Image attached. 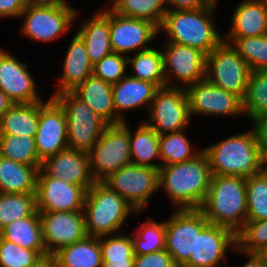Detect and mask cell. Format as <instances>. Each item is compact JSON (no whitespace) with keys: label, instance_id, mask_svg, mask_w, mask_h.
<instances>
[{"label":"cell","instance_id":"cell-45","mask_svg":"<svg viewBox=\"0 0 267 267\" xmlns=\"http://www.w3.org/2000/svg\"><path fill=\"white\" fill-rule=\"evenodd\" d=\"M133 267H177L172 256L164 249L145 255H135Z\"/></svg>","mask_w":267,"mask_h":267},{"label":"cell","instance_id":"cell-9","mask_svg":"<svg viewBox=\"0 0 267 267\" xmlns=\"http://www.w3.org/2000/svg\"><path fill=\"white\" fill-rule=\"evenodd\" d=\"M143 121L159 136L187 129L191 123L189 100L184 88L159 87Z\"/></svg>","mask_w":267,"mask_h":267},{"label":"cell","instance_id":"cell-16","mask_svg":"<svg viewBox=\"0 0 267 267\" xmlns=\"http://www.w3.org/2000/svg\"><path fill=\"white\" fill-rule=\"evenodd\" d=\"M29 64L0 48V90L14 103L45 101Z\"/></svg>","mask_w":267,"mask_h":267},{"label":"cell","instance_id":"cell-33","mask_svg":"<svg viewBox=\"0 0 267 267\" xmlns=\"http://www.w3.org/2000/svg\"><path fill=\"white\" fill-rule=\"evenodd\" d=\"M109 7L118 15L147 20L158 28L168 11L166 0H112Z\"/></svg>","mask_w":267,"mask_h":267},{"label":"cell","instance_id":"cell-28","mask_svg":"<svg viewBox=\"0 0 267 267\" xmlns=\"http://www.w3.org/2000/svg\"><path fill=\"white\" fill-rule=\"evenodd\" d=\"M41 166L21 164L0 155V193H36Z\"/></svg>","mask_w":267,"mask_h":267},{"label":"cell","instance_id":"cell-5","mask_svg":"<svg viewBox=\"0 0 267 267\" xmlns=\"http://www.w3.org/2000/svg\"><path fill=\"white\" fill-rule=\"evenodd\" d=\"M205 218L237 234L246 223V179L213 175L206 199L200 208Z\"/></svg>","mask_w":267,"mask_h":267},{"label":"cell","instance_id":"cell-50","mask_svg":"<svg viewBox=\"0 0 267 267\" xmlns=\"http://www.w3.org/2000/svg\"><path fill=\"white\" fill-rule=\"evenodd\" d=\"M102 267H133L134 259L102 260Z\"/></svg>","mask_w":267,"mask_h":267},{"label":"cell","instance_id":"cell-12","mask_svg":"<svg viewBox=\"0 0 267 267\" xmlns=\"http://www.w3.org/2000/svg\"><path fill=\"white\" fill-rule=\"evenodd\" d=\"M165 220V250L177 267H183L195 252L196 234L210 223L200 209H174Z\"/></svg>","mask_w":267,"mask_h":267},{"label":"cell","instance_id":"cell-54","mask_svg":"<svg viewBox=\"0 0 267 267\" xmlns=\"http://www.w3.org/2000/svg\"><path fill=\"white\" fill-rule=\"evenodd\" d=\"M111 1H112V0H107V1H106L107 4L105 3V5H102V7H106V6L108 7V6H110Z\"/></svg>","mask_w":267,"mask_h":267},{"label":"cell","instance_id":"cell-10","mask_svg":"<svg viewBox=\"0 0 267 267\" xmlns=\"http://www.w3.org/2000/svg\"><path fill=\"white\" fill-rule=\"evenodd\" d=\"M251 69L238 51L224 40L206 55V79L244 99Z\"/></svg>","mask_w":267,"mask_h":267},{"label":"cell","instance_id":"cell-43","mask_svg":"<svg viewBox=\"0 0 267 267\" xmlns=\"http://www.w3.org/2000/svg\"><path fill=\"white\" fill-rule=\"evenodd\" d=\"M127 56L112 52L93 65L92 75L113 85L128 75Z\"/></svg>","mask_w":267,"mask_h":267},{"label":"cell","instance_id":"cell-3","mask_svg":"<svg viewBox=\"0 0 267 267\" xmlns=\"http://www.w3.org/2000/svg\"><path fill=\"white\" fill-rule=\"evenodd\" d=\"M218 4L197 10H168L159 35L164 34L166 42L194 47L208 55L224 40V33L214 24Z\"/></svg>","mask_w":267,"mask_h":267},{"label":"cell","instance_id":"cell-24","mask_svg":"<svg viewBox=\"0 0 267 267\" xmlns=\"http://www.w3.org/2000/svg\"><path fill=\"white\" fill-rule=\"evenodd\" d=\"M230 29L224 38L256 37L267 34V0H242L235 5Z\"/></svg>","mask_w":267,"mask_h":267},{"label":"cell","instance_id":"cell-25","mask_svg":"<svg viewBox=\"0 0 267 267\" xmlns=\"http://www.w3.org/2000/svg\"><path fill=\"white\" fill-rule=\"evenodd\" d=\"M90 18L82 21L76 33L85 43L90 62L94 65L111 54L110 7H101Z\"/></svg>","mask_w":267,"mask_h":267},{"label":"cell","instance_id":"cell-42","mask_svg":"<svg viewBox=\"0 0 267 267\" xmlns=\"http://www.w3.org/2000/svg\"><path fill=\"white\" fill-rule=\"evenodd\" d=\"M237 248L246 253H259L267 246V219L246 221L236 234Z\"/></svg>","mask_w":267,"mask_h":267},{"label":"cell","instance_id":"cell-13","mask_svg":"<svg viewBox=\"0 0 267 267\" xmlns=\"http://www.w3.org/2000/svg\"><path fill=\"white\" fill-rule=\"evenodd\" d=\"M162 46L165 86L186 89L206 78V54L200 49L166 41Z\"/></svg>","mask_w":267,"mask_h":267},{"label":"cell","instance_id":"cell-39","mask_svg":"<svg viewBox=\"0 0 267 267\" xmlns=\"http://www.w3.org/2000/svg\"><path fill=\"white\" fill-rule=\"evenodd\" d=\"M246 221L267 219V166L256 175L246 179Z\"/></svg>","mask_w":267,"mask_h":267},{"label":"cell","instance_id":"cell-47","mask_svg":"<svg viewBox=\"0 0 267 267\" xmlns=\"http://www.w3.org/2000/svg\"><path fill=\"white\" fill-rule=\"evenodd\" d=\"M30 0H0V20L19 19Z\"/></svg>","mask_w":267,"mask_h":267},{"label":"cell","instance_id":"cell-15","mask_svg":"<svg viewBox=\"0 0 267 267\" xmlns=\"http://www.w3.org/2000/svg\"><path fill=\"white\" fill-rule=\"evenodd\" d=\"M159 34V28L152 22L118 15L110 8V44L112 51L131 56L152 48L150 45ZM130 54V55H129Z\"/></svg>","mask_w":267,"mask_h":267},{"label":"cell","instance_id":"cell-14","mask_svg":"<svg viewBox=\"0 0 267 267\" xmlns=\"http://www.w3.org/2000/svg\"><path fill=\"white\" fill-rule=\"evenodd\" d=\"M191 118L244 117L242 100L235 94L211 84L206 78L186 89Z\"/></svg>","mask_w":267,"mask_h":267},{"label":"cell","instance_id":"cell-51","mask_svg":"<svg viewBox=\"0 0 267 267\" xmlns=\"http://www.w3.org/2000/svg\"><path fill=\"white\" fill-rule=\"evenodd\" d=\"M14 103L0 90V118L10 109Z\"/></svg>","mask_w":267,"mask_h":267},{"label":"cell","instance_id":"cell-52","mask_svg":"<svg viewBox=\"0 0 267 267\" xmlns=\"http://www.w3.org/2000/svg\"><path fill=\"white\" fill-rule=\"evenodd\" d=\"M32 267H55L54 259L52 256H46Z\"/></svg>","mask_w":267,"mask_h":267},{"label":"cell","instance_id":"cell-1","mask_svg":"<svg viewBox=\"0 0 267 267\" xmlns=\"http://www.w3.org/2000/svg\"><path fill=\"white\" fill-rule=\"evenodd\" d=\"M212 172L202 150L194 158L159 168V191L174 209H200L211 184Z\"/></svg>","mask_w":267,"mask_h":267},{"label":"cell","instance_id":"cell-37","mask_svg":"<svg viewBox=\"0 0 267 267\" xmlns=\"http://www.w3.org/2000/svg\"><path fill=\"white\" fill-rule=\"evenodd\" d=\"M242 106L244 118L249 121L267 112V69L251 71Z\"/></svg>","mask_w":267,"mask_h":267},{"label":"cell","instance_id":"cell-55","mask_svg":"<svg viewBox=\"0 0 267 267\" xmlns=\"http://www.w3.org/2000/svg\"><path fill=\"white\" fill-rule=\"evenodd\" d=\"M213 2H216V3H218V2H220V0H212Z\"/></svg>","mask_w":267,"mask_h":267},{"label":"cell","instance_id":"cell-11","mask_svg":"<svg viewBox=\"0 0 267 267\" xmlns=\"http://www.w3.org/2000/svg\"><path fill=\"white\" fill-rule=\"evenodd\" d=\"M103 182L142 213L159 191V169L129 163Z\"/></svg>","mask_w":267,"mask_h":267},{"label":"cell","instance_id":"cell-34","mask_svg":"<svg viewBox=\"0 0 267 267\" xmlns=\"http://www.w3.org/2000/svg\"><path fill=\"white\" fill-rule=\"evenodd\" d=\"M186 130V131H185ZM188 129L160 135L161 166L181 163L197 156L203 149L192 146L190 138L186 135Z\"/></svg>","mask_w":267,"mask_h":267},{"label":"cell","instance_id":"cell-40","mask_svg":"<svg viewBox=\"0 0 267 267\" xmlns=\"http://www.w3.org/2000/svg\"><path fill=\"white\" fill-rule=\"evenodd\" d=\"M246 61L251 71L267 69V34L256 37L224 38Z\"/></svg>","mask_w":267,"mask_h":267},{"label":"cell","instance_id":"cell-53","mask_svg":"<svg viewBox=\"0 0 267 267\" xmlns=\"http://www.w3.org/2000/svg\"><path fill=\"white\" fill-rule=\"evenodd\" d=\"M267 264V246L258 253Z\"/></svg>","mask_w":267,"mask_h":267},{"label":"cell","instance_id":"cell-4","mask_svg":"<svg viewBox=\"0 0 267 267\" xmlns=\"http://www.w3.org/2000/svg\"><path fill=\"white\" fill-rule=\"evenodd\" d=\"M80 10L64 0H30L20 15V34L30 41L52 43L69 34ZM75 23V25H73Z\"/></svg>","mask_w":267,"mask_h":267},{"label":"cell","instance_id":"cell-48","mask_svg":"<svg viewBox=\"0 0 267 267\" xmlns=\"http://www.w3.org/2000/svg\"><path fill=\"white\" fill-rule=\"evenodd\" d=\"M212 0H166L168 10H197L210 7Z\"/></svg>","mask_w":267,"mask_h":267},{"label":"cell","instance_id":"cell-41","mask_svg":"<svg viewBox=\"0 0 267 267\" xmlns=\"http://www.w3.org/2000/svg\"><path fill=\"white\" fill-rule=\"evenodd\" d=\"M44 257L0 237V267H32Z\"/></svg>","mask_w":267,"mask_h":267},{"label":"cell","instance_id":"cell-19","mask_svg":"<svg viewBox=\"0 0 267 267\" xmlns=\"http://www.w3.org/2000/svg\"><path fill=\"white\" fill-rule=\"evenodd\" d=\"M45 100L40 101L39 121L35 135L38 156L42 161L68 148L64 110L52 97Z\"/></svg>","mask_w":267,"mask_h":267},{"label":"cell","instance_id":"cell-7","mask_svg":"<svg viewBox=\"0 0 267 267\" xmlns=\"http://www.w3.org/2000/svg\"><path fill=\"white\" fill-rule=\"evenodd\" d=\"M52 98L64 110L67 121V146L89 154L108 124L72 91Z\"/></svg>","mask_w":267,"mask_h":267},{"label":"cell","instance_id":"cell-22","mask_svg":"<svg viewBox=\"0 0 267 267\" xmlns=\"http://www.w3.org/2000/svg\"><path fill=\"white\" fill-rule=\"evenodd\" d=\"M70 41L65 57L63 56L62 73L54 77L56 88L50 97L65 91H73L92 75L93 64L89 60L84 41L76 32Z\"/></svg>","mask_w":267,"mask_h":267},{"label":"cell","instance_id":"cell-8","mask_svg":"<svg viewBox=\"0 0 267 267\" xmlns=\"http://www.w3.org/2000/svg\"><path fill=\"white\" fill-rule=\"evenodd\" d=\"M128 121L108 125L88 154L92 176L103 182L115 171L131 163Z\"/></svg>","mask_w":267,"mask_h":267},{"label":"cell","instance_id":"cell-49","mask_svg":"<svg viewBox=\"0 0 267 267\" xmlns=\"http://www.w3.org/2000/svg\"><path fill=\"white\" fill-rule=\"evenodd\" d=\"M233 252L238 253L241 257L247 258V261H245L246 263L240 265L241 267H267V264L258 253H246L237 247Z\"/></svg>","mask_w":267,"mask_h":267},{"label":"cell","instance_id":"cell-20","mask_svg":"<svg viewBox=\"0 0 267 267\" xmlns=\"http://www.w3.org/2000/svg\"><path fill=\"white\" fill-rule=\"evenodd\" d=\"M86 190L51 176H37L38 212L80 211L84 208Z\"/></svg>","mask_w":267,"mask_h":267},{"label":"cell","instance_id":"cell-30","mask_svg":"<svg viewBox=\"0 0 267 267\" xmlns=\"http://www.w3.org/2000/svg\"><path fill=\"white\" fill-rule=\"evenodd\" d=\"M0 237L23 248L36 250L43 257L47 256L43 242L42 223L38 211L32 216L14 220L6 225L0 230Z\"/></svg>","mask_w":267,"mask_h":267},{"label":"cell","instance_id":"cell-31","mask_svg":"<svg viewBox=\"0 0 267 267\" xmlns=\"http://www.w3.org/2000/svg\"><path fill=\"white\" fill-rule=\"evenodd\" d=\"M40 102L16 103L0 118V135L35 138L39 121Z\"/></svg>","mask_w":267,"mask_h":267},{"label":"cell","instance_id":"cell-18","mask_svg":"<svg viewBox=\"0 0 267 267\" xmlns=\"http://www.w3.org/2000/svg\"><path fill=\"white\" fill-rule=\"evenodd\" d=\"M236 247V234L232 230L209 223L196 234L195 252L183 267H222L228 261L227 253H233Z\"/></svg>","mask_w":267,"mask_h":267},{"label":"cell","instance_id":"cell-36","mask_svg":"<svg viewBox=\"0 0 267 267\" xmlns=\"http://www.w3.org/2000/svg\"><path fill=\"white\" fill-rule=\"evenodd\" d=\"M0 155L12 161L41 166L35 138L18 135H0Z\"/></svg>","mask_w":267,"mask_h":267},{"label":"cell","instance_id":"cell-21","mask_svg":"<svg viewBox=\"0 0 267 267\" xmlns=\"http://www.w3.org/2000/svg\"><path fill=\"white\" fill-rule=\"evenodd\" d=\"M37 176L61 179L73 185L82 186L86 191L96 183L90 169L88 154L70 148L45 158Z\"/></svg>","mask_w":267,"mask_h":267},{"label":"cell","instance_id":"cell-44","mask_svg":"<svg viewBox=\"0 0 267 267\" xmlns=\"http://www.w3.org/2000/svg\"><path fill=\"white\" fill-rule=\"evenodd\" d=\"M100 236L102 260L134 259V245L130 233Z\"/></svg>","mask_w":267,"mask_h":267},{"label":"cell","instance_id":"cell-46","mask_svg":"<svg viewBox=\"0 0 267 267\" xmlns=\"http://www.w3.org/2000/svg\"><path fill=\"white\" fill-rule=\"evenodd\" d=\"M252 125L257 144L262 153L267 157V112L251 119L249 121Z\"/></svg>","mask_w":267,"mask_h":267},{"label":"cell","instance_id":"cell-32","mask_svg":"<svg viewBox=\"0 0 267 267\" xmlns=\"http://www.w3.org/2000/svg\"><path fill=\"white\" fill-rule=\"evenodd\" d=\"M157 47V48H156ZM127 56L130 77L154 83L158 88L165 86L163 55L158 46Z\"/></svg>","mask_w":267,"mask_h":267},{"label":"cell","instance_id":"cell-23","mask_svg":"<svg viewBox=\"0 0 267 267\" xmlns=\"http://www.w3.org/2000/svg\"><path fill=\"white\" fill-rule=\"evenodd\" d=\"M157 89L154 83L125 76L112 85L115 113L126 122L125 112L129 113L140 108L148 112Z\"/></svg>","mask_w":267,"mask_h":267},{"label":"cell","instance_id":"cell-6","mask_svg":"<svg viewBox=\"0 0 267 267\" xmlns=\"http://www.w3.org/2000/svg\"><path fill=\"white\" fill-rule=\"evenodd\" d=\"M83 213L87 235L93 237L121 233L131 216H139L124 198L104 182H96L87 190Z\"/></svg>","mask_w":267,"mask_h":267},{"label":"cell","instance_id":"cell-38","mask_svg":"<svg viewBox=\"0 0 267 267\" xmlns=\"http://www.w3.org/2000/svg\"><path fill=\"white\" fill-rule=\"evenodd\" d=\"M37 212L36 193H0V230Z\"/></svg>","mask_w":267,"mask_h":267},{"label":"cell","instance_id":"cell-27","mask_svg":"<svg viewBox=\"0 0 267 267\" xmlns=\"http://www.w3.org/2000/svg\"><path fill=\"white\" fill-rule=\"evenodd\" d=\"M52 257L55 267H102L103 263L99 237L93 236L60 248Z\"/></svg>","mask_w":267,"mask_h":267},{"label":"cell","instance_id":"cell-26","mask_svg":"<svg viewBox=\"0 0 267 267\" xmlns=\"http://www.w3.org/2000/svg\"><path fill=\"white\" fill-rule=\"evenodd\" d=\"M72 92L108 125L123 123L115 113L111 84L91 75Z\"/></svg>","mask_w":267,"mask_h":267},{"label":"cell","instance_id":"cell-35","mask_svg":"<svg viewBox=\"0 0 267 267\" xmlns=\"http://www.w3.org/2000/svg\"><path fill=\"white\" fill-rule=\"evenodd\" d=\"M135 231V232H134ZM131 232L135 255H145L165 249V220L158 222L147 216Z\"/></svg>","mask_w":267,"mask_h":267},{"label":"cell","instance_id":"cell-29","mask_svg":"<svg viewBox=\"0 0 267 267\" xmlns=\"http://www.w3.org/2000/svg\"><path fill=\"white\" fill-rule=\"evenodd\" d=\"M133 131L129 126L131 163L159 169L161 167L160 136L143 120H139L136 130ZM155 160H159V163L157 164Z\"/></svg>","mask_w":267,"mask_h":267},{"label":"cell","instance_id":"cell-2","mask_svg":"<svg viewBox=\"0 0 267 267\" xmlns=\"http://www.w3.org/2000/svg\"><path fill=\"white\" fill-rule=\"evenodd\" d=\"M202 149L208 158L212 175L248 179L267 166V157L257 144L251 127Z\"/></svg>","mask_w":267,"mask_h":267},{"label":"cell","instance_id":"cell-17","mask_svg":"<svg viewBox=\"0 0 267 267\" xmlns=\"http://www.w3.org/2000/svg\"><path fill=\"white\" fill-rule=\"evenodd\" d=\"M39 215L47 256L88 236L83 210L39 212Z\"/></svg>","mask_w":267,"mask_h":267}]
</instances>
